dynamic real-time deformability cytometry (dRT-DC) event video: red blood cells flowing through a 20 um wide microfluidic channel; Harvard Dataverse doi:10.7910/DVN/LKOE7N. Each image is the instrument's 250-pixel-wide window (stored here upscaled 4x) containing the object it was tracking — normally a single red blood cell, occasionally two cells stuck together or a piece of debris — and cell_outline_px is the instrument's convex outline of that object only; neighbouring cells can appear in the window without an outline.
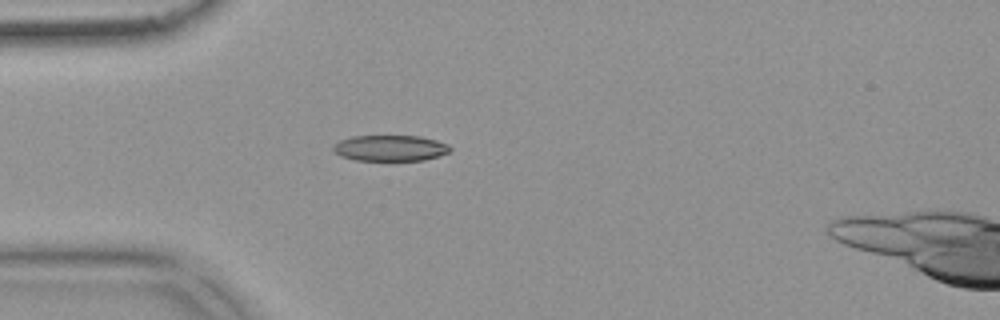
{"species": "common noctule bat (a hibernating species)", "species_latin": "Nyctalus noctula", "temperature_condition": "warm", "stored_images_in_passage": 53, "camera_frame_rate_fps": 3000, "um_per_image_px": 0.085, "animal": {"sex": "female", "body_mass_g": 18.4}, "frame": {"image": 1, "passage_image": 15, "time_ms": 4.667, "image_size_px": [1000, 320], "cell_outline_px": [[452, 148], [448, 152], [440, 156], [424, 160], [356, 160], [340, 156], [332, 148], [332, 144], [340, 140], [352, 136], [420, 136], [436, 140], [448, 144]], "centroid_in_image_um": [33.17, 12.58], "position_along_channel_um": 51.8, "area_um2": 17.69}}
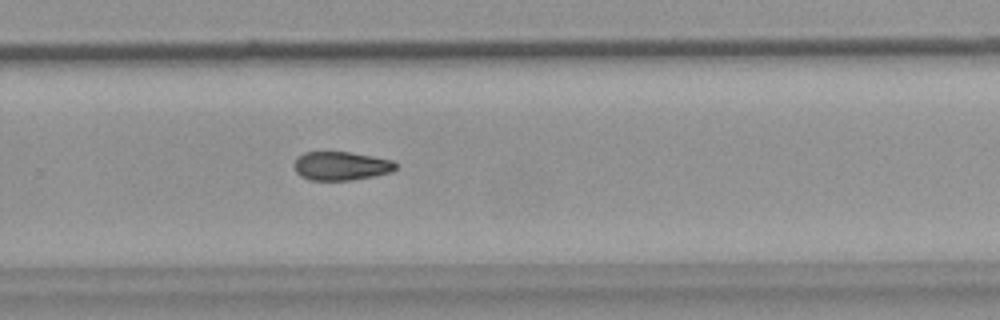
{"frame": {"image": 2, "passage_image": 35, "time_ms": 11.333, "image_size_px": [1000, 320], "cell_outline_px": [[400, 164], [392, 172], [352, 180], [312, 180], [300, 176], [296, 172], [296, 160], [304, 152], [348, 152], [392, 160]], "centroid_in_image_um": [29.04, 14.11], "position_along_channel_um": 300.8, "area_um2": 16.76}}
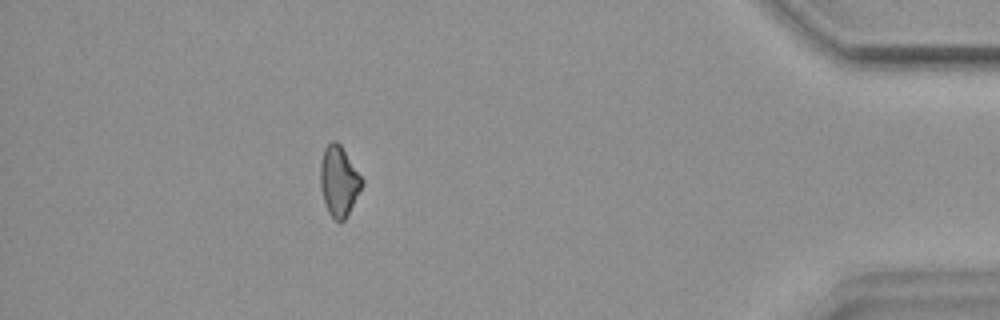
{"frame": {"image": 3, "passage_image": 47, "time_ms": 15.333, "image_size_px": [1000, 320], "cell_outline_px": [[364, 184], [344, 220], [336, 220], [328, 212], [324, 200], [320, 184], [320, 164], [324, 148], [332, 140], [336, 140], [340, 144], [364, 180]], "centroid_in_image_um": [28.81, 15.36], "position_along_channel_um": 406.4, "area_um2": 16.82}}